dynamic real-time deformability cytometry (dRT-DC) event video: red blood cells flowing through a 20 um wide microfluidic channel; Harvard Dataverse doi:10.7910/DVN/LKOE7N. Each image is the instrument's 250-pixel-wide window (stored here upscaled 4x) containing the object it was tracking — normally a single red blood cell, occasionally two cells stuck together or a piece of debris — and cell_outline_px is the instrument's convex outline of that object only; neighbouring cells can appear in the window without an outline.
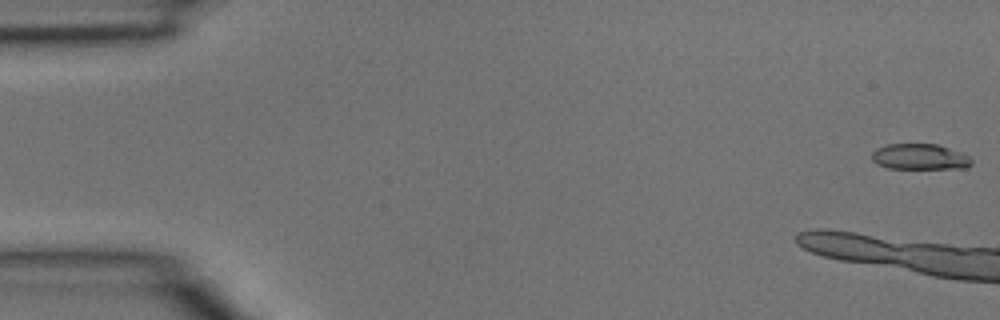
{"species": "common noctule bat (a hibernating species)", "species_latin": "Nyctalus noctula", "temperature_condition": "room temperature", "stored_images_in_passage": 4, "camera_frame_rate_fps": 3000, "um_per_image_px": 0.085, "animal": {"sex": "male", "body_mass_g": 15.6}, "frame": {"image": 1, "passage_image": 1, "time_ms": 0.0, "image_size_px": [1000, 320], "cell_outline_px": [[972, 164], [964, 168], [888, 168], [876, 164], [872, 160], [872, 152], [876, 148], [888, 144], [936, 144], [964, 152], [972, 160]], "centroid_in_image_um": [78.18, 13.32], "position_along_channel_um": 6.8, "area_um2": 15.03}}